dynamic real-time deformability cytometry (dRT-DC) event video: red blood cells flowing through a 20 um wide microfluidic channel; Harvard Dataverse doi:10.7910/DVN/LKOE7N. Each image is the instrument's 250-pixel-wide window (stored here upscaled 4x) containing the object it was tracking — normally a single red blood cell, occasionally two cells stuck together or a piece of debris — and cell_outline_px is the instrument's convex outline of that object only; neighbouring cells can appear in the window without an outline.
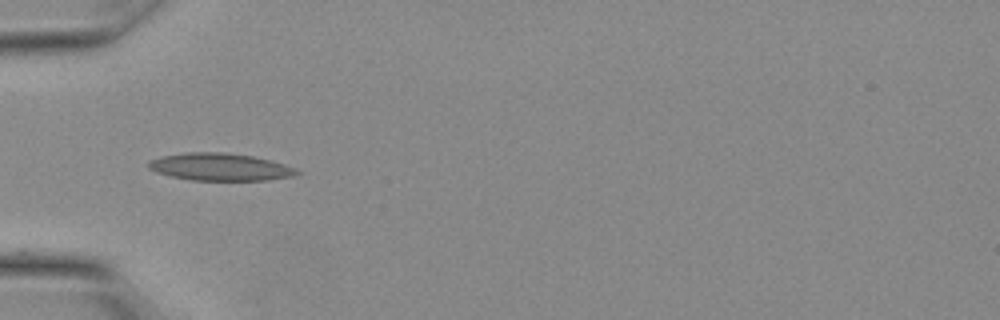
{"species": "Egyptian fruit bat (a non-hibernating species)", "species_latin": "Rousettus aegyptiacus", "temperature_condition": "warm", "stored_images_in_passage": 6, "camera_frame_rate_fps": 3000, "um_per_image_px": 0.085, "animal": {"sex": "female"}, "frame": {"image": 1, "passage_image": 3, "time_ms": 0.667, "image_size_px": [1000, 320], "cell_outline_px": [[304, 172], [292, 176], [268, 180], [192, 180], [172, 176], [156, 172], [148, 168], [148, 160], [160, 156], [184, 152], [224, 152], [252, 156], [272, 160], [296, 168]], "centroid_in_image_um": [18.71, 14.18], "position_along_channel_um": 66.3, "area_um2": 23.87}}